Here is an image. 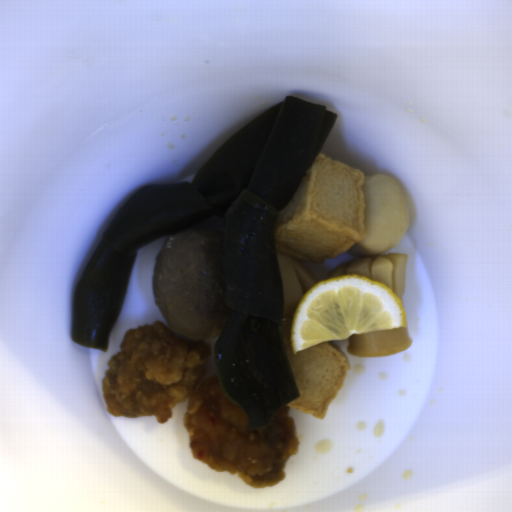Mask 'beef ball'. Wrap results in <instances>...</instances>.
Masks as SVG:
<instances>
[{
    "label": "beef ball",
    "mask_w": 512,
    "mask_h": 512,
    "mask_svg": "<svg viewBox=\"0 0 512 512\" xmlns=\"http://www.w3.org/2000/svg\"><path fill=\"white\" fill-rule=\"evenodd\" d=\"M222 234L202 227L181 228L168 234L154 261L155 305L173 335L194 343L222 336L230 317Z\"/></svg>",
    "instance_id": "c3f7d807"
}]
</instances>
